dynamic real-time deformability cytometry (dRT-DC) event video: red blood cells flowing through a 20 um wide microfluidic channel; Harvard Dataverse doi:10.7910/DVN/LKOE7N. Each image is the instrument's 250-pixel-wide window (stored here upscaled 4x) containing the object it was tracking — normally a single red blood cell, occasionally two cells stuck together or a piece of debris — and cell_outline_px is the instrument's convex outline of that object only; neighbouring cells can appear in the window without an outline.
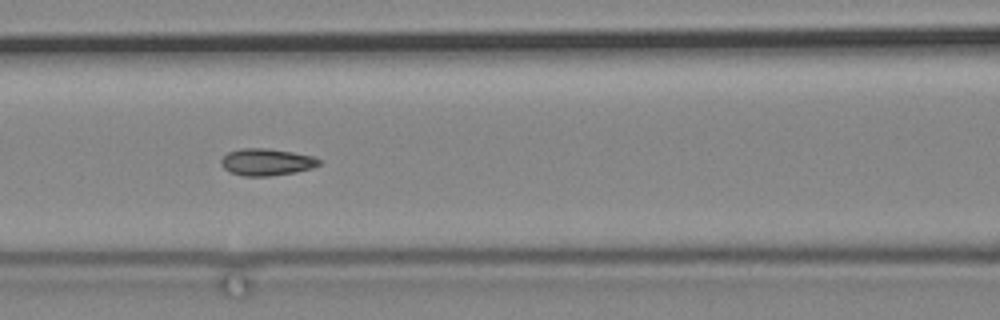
{"species": "common noctule bat (a hibernating species)", "species_latin": "Nyctalus noctula", "temperature_condition": "cold", "stored_images_in_passage": 43, "camera_frame_rate_fps": 3000, "um_per_image_px": 0.085, "animal": {"sex": "male", "body_mass_g": 19.2, "forearm_length_mm": 51.8}, "frame": {"image": 1, "passage_image": 8, "time_ms": 2.333, "image_size_px": [1000, 320], "cell_outline_px": [[320, 164], [312, 168], [296, 172], [268, 176], [244, 176], [232, 172], [224, 168], [220, 164], [220, 160], [228, 152], [240, 148], [268, 148], [292, 152], [312, 156], [320, 160]], "centroid_in_image_um": [22.64, 13.77], "position_along_channel_um": 144.0, "area_um2": 15.32}}
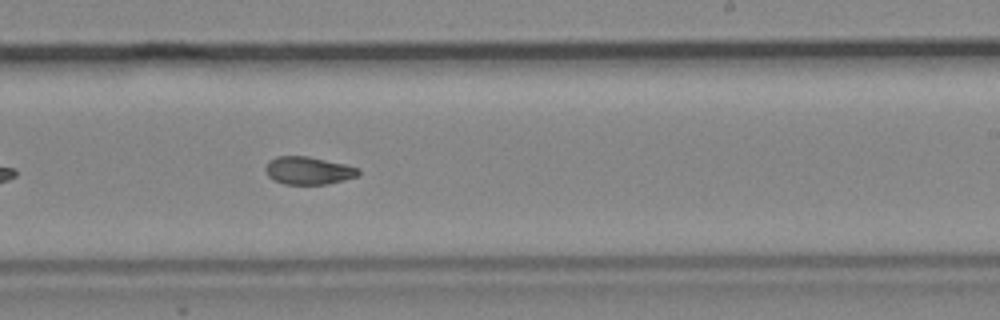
{"frame": {"image": 2, "passage_image": 19, "time_ms": 6.0, "image_size_px": [1000, 320], "cell_outline_px": [[360, 172], [356, 176], [344, 180], [328, 184], [284, 184], [268, 176], [264, 168], [268, 160], [276, 156], [308, 156], [344, 164], [356, 168]], "centroid_in_image_um": [26.16, 14.49], "position_along_channel_um": 262.8, "area_um2": 14.91}}
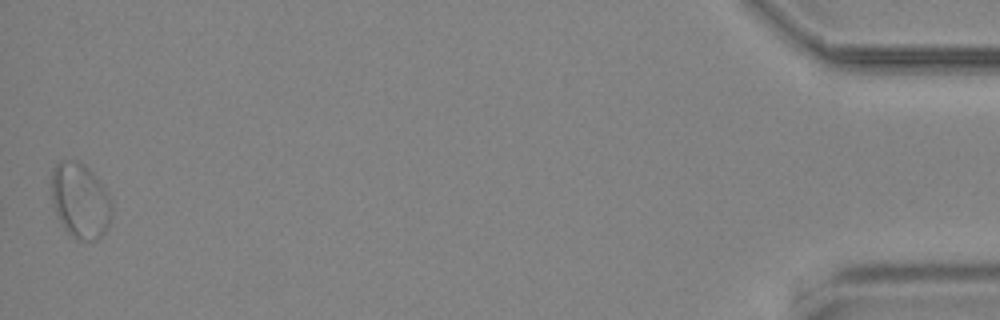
{"frame": {"image": 3, "passage_image": 43, "time_ms": 14.0, "image_size_px": [1000, 320], "cell_outline_px": [[112, 216], [104, 232], [96, 240], [76, 240], [64, 228], [56, 216], [52, 200], [52, 168], [60, 160], [80, 160], [92, 172], [104, 188], [112, 200]], "centroid_in_image_um": [6.81, 17.04], "position_along_channel_um": 428.4, "area_um2": 26.59}}